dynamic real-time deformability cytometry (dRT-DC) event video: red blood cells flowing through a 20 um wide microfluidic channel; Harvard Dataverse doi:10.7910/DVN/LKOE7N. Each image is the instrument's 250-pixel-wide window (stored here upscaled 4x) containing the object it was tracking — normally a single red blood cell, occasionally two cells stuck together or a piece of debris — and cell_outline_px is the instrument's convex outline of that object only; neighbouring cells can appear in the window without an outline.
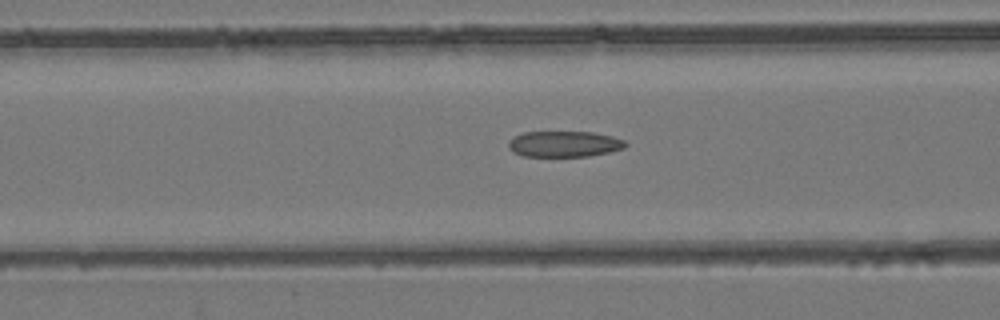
{"species": "common noctule bat (a hibernating species)", "species_latin": "Nyctalus noctula", "temperature_condition": "room temperature", "stored_images_in_passage": 41, "camera_frame_rate_fps": 3000, "um_per_image_px": 0.085, "animal": {"sex": "female", "body_mass_g": 24.6, "forearm_length_mm": 56.2}, "frame": {"image": 1, "passage_image": 9, "time_ms": 2.667, "image_size_px": [1000, 320], "cell_outline_px": [[628, 144], [624, 148], [608, 152], [588, 156], [524, 156], [512, 152], [508, 148], [508, 140], [512, 136], [524, 132], [592, 132], [612, 136], [624, 140]], "centroid_in_image_um": [47.92, 12.23], "position_along_channel_um": 118.7, "area_um2": 17.74}}
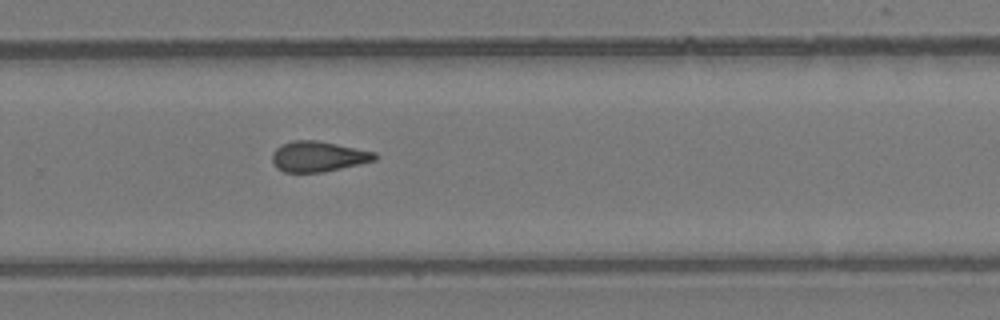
{"frame": {"image": 2, "passage_image": 23, "time_ms": 7.333, "image_size_px": [1000, 320], "cell_outline_px": [[376, 160], [360, 164], [324, 172], [284, 172], [276, 168], [272, 160], [272, 152], [280, 144], [292, 140], [316, 140], [376, 152]], "centroid_in_image_um": [27.01, 13.3], "position_along_channel_um": 302.8, "area_um2": 18.26}}
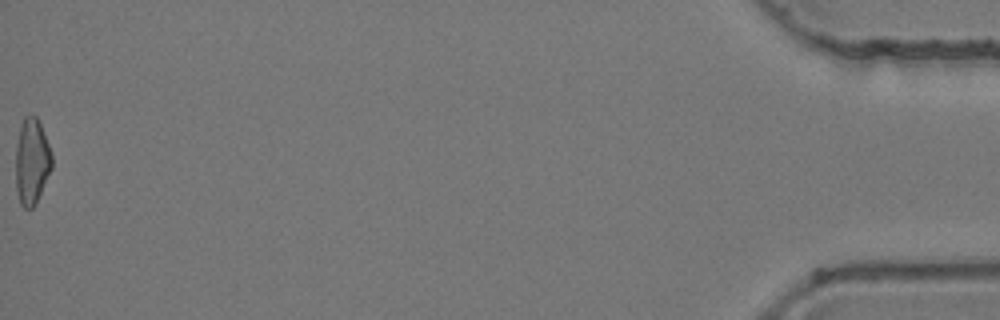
{"frame": {"image": 3, "passage_image": 41, "time_ms": 13.333, "image_size_px": [1000, 320], "cell_outline_px": [[52, 168], [36, 204], [32, 208], [24, 208], [20, 204], [16, 188], [16, 144], [20, 124], [24, 116], [32, 112], [36, 116], [40, 124], [52, 152]], "centroid_in_image_um": [2.7, 13.69], "position_along_channel_um": 432.5, "area_um2": 18.44}, "authors_computed_cell_mechanics": {"area_um2": 18.207, "velocity_mm_per_s": 3.9479, "shape_relaxation_time_tau1_ms": null, "shape_relaxation_time_tau2_ms": 3.8821, "deformation_change_tau1": null, "deformation_change_tau2": 0.1174}}